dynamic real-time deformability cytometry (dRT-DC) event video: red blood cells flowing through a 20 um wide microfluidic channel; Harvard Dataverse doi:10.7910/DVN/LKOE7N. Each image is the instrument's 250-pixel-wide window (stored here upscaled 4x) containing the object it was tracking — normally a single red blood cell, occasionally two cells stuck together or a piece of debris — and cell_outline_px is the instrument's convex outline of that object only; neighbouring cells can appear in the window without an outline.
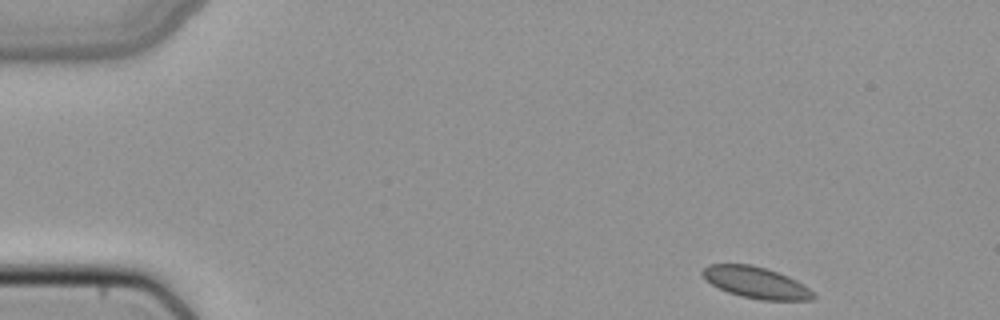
{"species": "common noctule bat (a hibernating species)", "species_latin": "Nyctalus noctula", "temperature_condition": "cold", "stored_images_in_passage": 46, "camera_frame_rate_fps": 3000, "um_per_image_px": 0.085, "animal": {"sex": "female", "body_mass_g": 22.7, "forearm_length_mm": 54.2}, "frame": {"image": 1, "passage_image": 1, "time_ms": 0.0, "image_size_px": [1000, 320], "cell_outline_px": [[816, 296], [812, 300], [760, 300], [740, 296], [728, 292], [712, 284], [700, 272], [708, 264], [752, 264], [788, 276], [804, 284]], "centroid_in_image_um": [64.27, 24.02], "position_along_channel_um": 20.7, "area_um2": 20.11}}
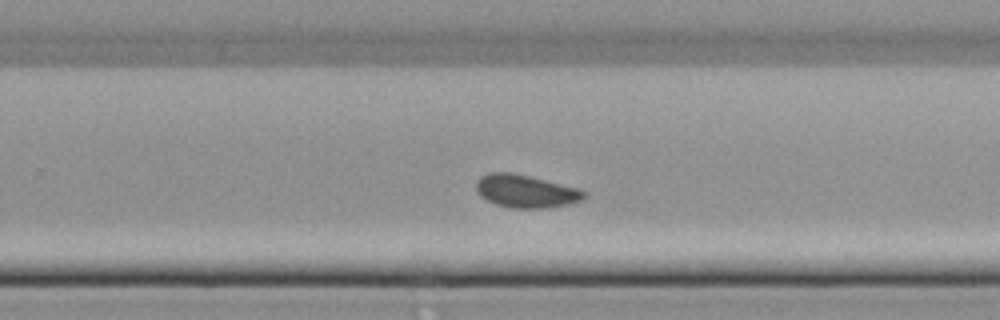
{"frame": {"image": 2, "passage_image": 28, "time_ms": 9.0, "image_size_px": [1000, 320], "cell_outline_px": [[588, 196], [584, 200], [568, 204], [548, 208], [508, 208], [496, 204], [480, 196], [476, 188], [476, 180], [480, 176], [488, 172], [512, 172], [580, 188]], "centroid_in_image_um": [44.7, 16.25], "position_along_channel_um": 285.1, "area_um2": 20.92}}
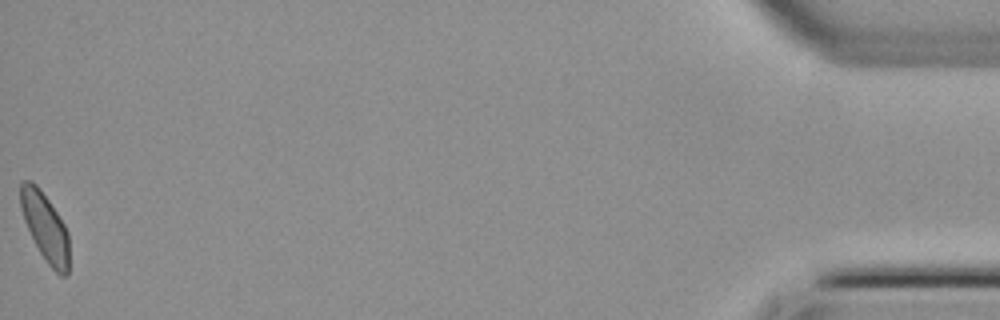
{"frame": {"image": 3, "passage_image": 46, "time_ms": 15.0, "image_size_px": [1000, 320], "cell_outline_px": [[68, 272], [64, 276], [60, 276], [48, 264], [40, 252], [24, 220], [20, 208], [20, 180], [32, 180], [40, 188], [64, 224], [68, 232]], "centroid_in_image_um": [3.82, 19.25], "position_along_channel_um": 431.4, "area_um2": 19.13}}